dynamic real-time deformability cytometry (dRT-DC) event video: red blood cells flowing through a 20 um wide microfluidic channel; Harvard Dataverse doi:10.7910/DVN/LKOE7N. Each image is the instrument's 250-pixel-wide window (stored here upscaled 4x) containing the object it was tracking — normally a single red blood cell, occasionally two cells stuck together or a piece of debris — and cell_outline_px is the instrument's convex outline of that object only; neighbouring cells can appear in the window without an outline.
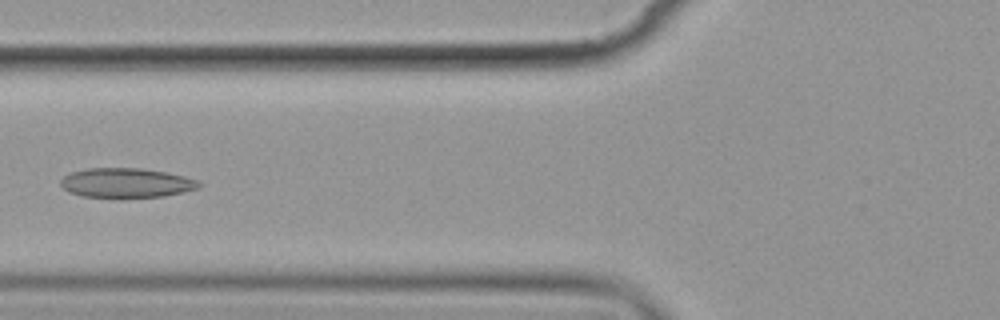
{"species": "common noctule bat (a hibernating species)", "species_latin": "Nyctalus noctula", "temperature_condition": "cold", "stored_images_in_passage": 7, "camera_frame_rate_fps": 3000, "um_per_image_px": 0.085, "animal": {"sex": "female", "body_mass_g": 19.9}, "frame": {"image": 1, "passage_image": 6, "time_ms": 6.0, "image_size_px": [1000, 320], "cell_outline_px": [[200, 188], [184, 192], [164, 196], [120, 200], [84, 196], [68, 192], [60, 184], [60, 180], [64, 176], [72, 172], [88, 168], [140, 168], [164, 172], [184, 176], [200, 180]], "centroid_in_image_um": [10.74, 15.58], "position_along_channel_um": 115.1, "area_um2": 24.57}}
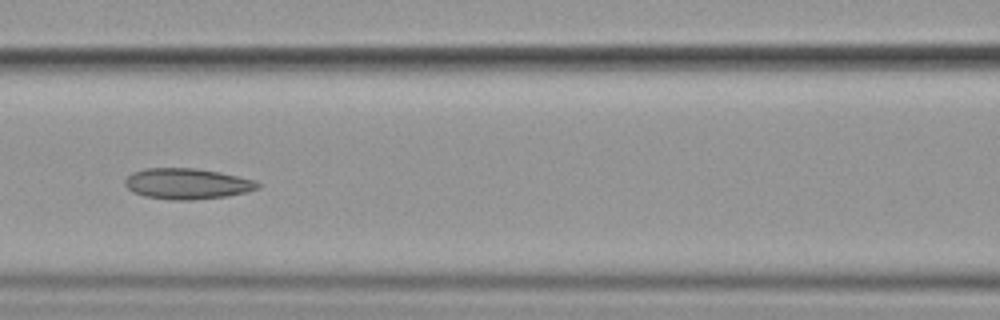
{"frame": {"image": 2, "passage_image": 7, "time_ms": 7.0, "image_size_px": [1000, 320], "cell_outline_px": [[260, 188], [228, 196], [192, 200], [172, 200], [144, 196], [132, 192], [124, 184], [124, 180], [132, 172], [144, 168], [196, 168], [220, 172], [256, 180], [260, 184]], "centroid_in_image_um": [15.89, 15.61], "position_along_channel_um": 150.7, "area_um2": 23.99}}